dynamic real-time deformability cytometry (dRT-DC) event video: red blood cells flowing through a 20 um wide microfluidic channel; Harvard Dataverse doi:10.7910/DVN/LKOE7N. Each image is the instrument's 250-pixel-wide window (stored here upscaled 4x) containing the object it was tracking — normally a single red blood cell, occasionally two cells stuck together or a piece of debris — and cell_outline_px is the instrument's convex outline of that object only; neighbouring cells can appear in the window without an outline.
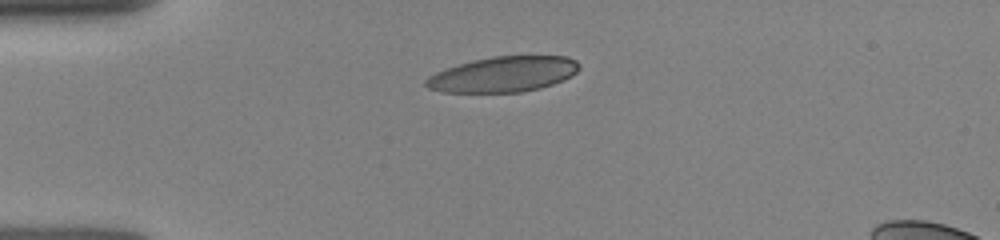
{"species": "human", "species_latin": "Homo sapiens", "temperature_condition": "room temperature", "stored_images_in_passage": 10, "camera_frame_rate_fps": 3000, "um_per_image_px": 0.085, "donor": {"sex": "female"}, "frame": {"image": 1, "passage_image": 1, "time_ms": 0.0, "image_size_px": [1000, 240], "cell_outline_px": [[580, 68], [572, 76], [564, 80], [540, 88], [520, 92], [440, 92], [428, 88], [424, 84], [424, 80], [428, 76], [436, 72], [472, 60], [492, 56], [568, 56], [576, 60], [580, 64]], "centroid_in_image_um": [42.79, 6.31], "position_along_channel_um": 42.2, "area_um2": 31.73}}
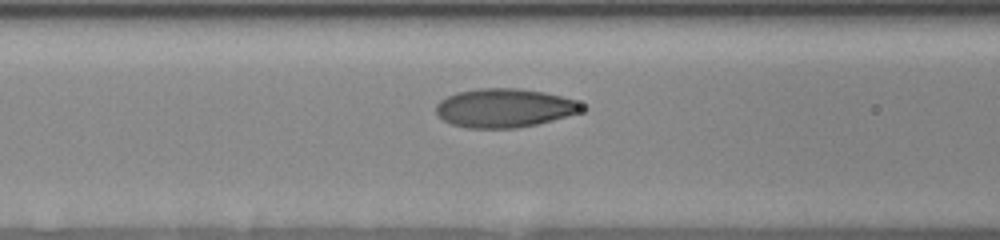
{"frame": {"image": 2, "passage_image": 6, "time_ms": 2.667, "image_size_px": [1000, 240], "cell_outline_px": [[588, 108], [584, 112], [536, 124], [516, 128], [468, 128], [452, 124], [444, 120], [436, 112], [436, 104], [440, 100], [456, 92], [480, 88], [516, 88], [544, 92], [560, 96], [584, 104]], "centroid_in_image_um": [42.91, 9.18], "position_along_channel_um": 123.7, "area_um2": 33.0}}
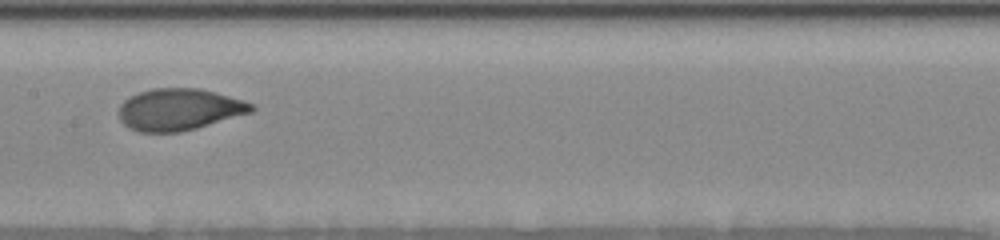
{"frame": {"image": 3, "passage_image": 9, "time_ms": 4.333, "image_size_px": [1000, 240], "cell_outline_px": [[256, 108], [252, 112], [196, 128], [180, 132], [140, 132], [128, 128], [120, 120], [120, 104], [124, 100], [140, 92], [152, 88], [200, 88], [244, 100], [256, 104]], "centroid_in_image_um": [15.26, 9.3], "position_along_channel_um": 192.1, "area_um2": 32.25}}